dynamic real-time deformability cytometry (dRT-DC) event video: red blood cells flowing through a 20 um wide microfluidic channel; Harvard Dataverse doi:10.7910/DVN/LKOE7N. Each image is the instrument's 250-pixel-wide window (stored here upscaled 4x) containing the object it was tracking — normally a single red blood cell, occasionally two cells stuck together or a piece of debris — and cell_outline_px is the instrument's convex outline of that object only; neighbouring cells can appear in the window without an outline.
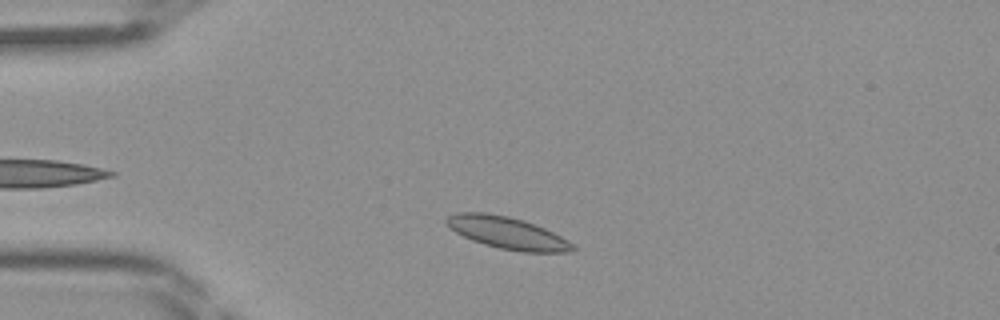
{"species": "Egyptian fruit bat (a non-hibernating species)", "species_latin": "Rousettus aegyptiacus", "temperature_condition": "room temperature", "stored_images_in_passage": 39, "camera_frame_rate_fps": 3000, "um_per_image_px": 0.085, "frame": {"image": 1, "passage_image": 5, "time_ms": 1.333, "image_size_px": [1000, 320], "cell_outline_px": [[576, 248], [572, 252], [520, 252], [500, 248], [484, 244], [472, 240], [456, 232], [444, 220], [448, 216], [456, 212], [488, 212], [508, 216], [524, 220], [544, 228], [568, 240]], "centroid_in_image_um": [43.13, 19.79], "position_along_channel_um": 41.9, "area_um2": 23.47}}
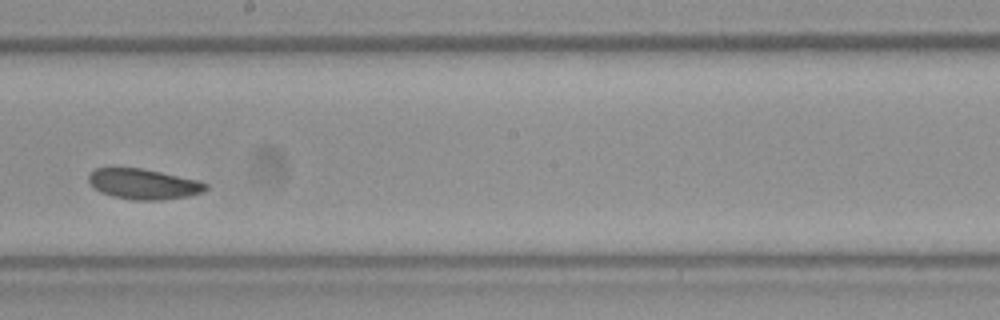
{"frame": {"image": 2, "passage_image": 20, "time_ms": 6.333, "image_size_px": [1000, 320], "cell_outline_px": [[208, 188], [204, 192], [188, 196], [160, 200], [132, 200], [112, 196], [100, 192], [92, 188], [88, 180], [88, 176], [96, 168], [112, 164], [140, 168], [200, 180], [208, 184]], "centroid_in_image_um": [12.14, 15.61], "position_along_channel_um": 236.1, "area_um2": 21.5}}
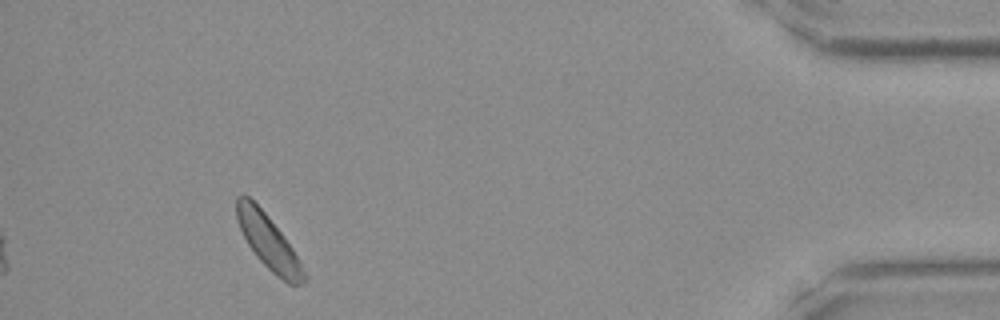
{"frame": {"image": 3, "passage_image": 36, "time_ms": 11.667, "image_size_px": [1000, 320], "cell_outline_px": [[308, 280], [300, 284], [288, 284], [276, 276], [256, 256], [248, 244], [236, 220], [236, 196], [248, 196], [264, 212], [280, 232], [292, 248], [300, 260], [308, 276]], "centroid_in_image_um": [22.84, 20.61], "position_along_channel_um": 412.4, "area_um2": 20.98}}